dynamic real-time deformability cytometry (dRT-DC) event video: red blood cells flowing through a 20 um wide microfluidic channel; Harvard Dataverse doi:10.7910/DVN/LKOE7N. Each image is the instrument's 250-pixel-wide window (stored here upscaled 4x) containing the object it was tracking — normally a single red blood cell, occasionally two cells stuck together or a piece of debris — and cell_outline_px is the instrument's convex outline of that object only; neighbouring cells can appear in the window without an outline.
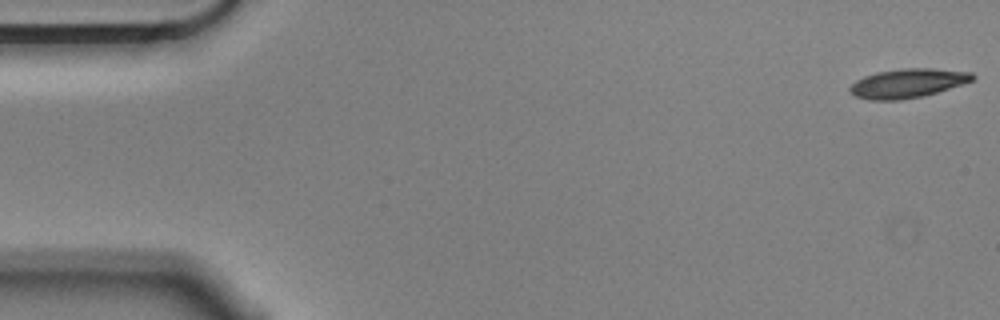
{"species": "Egyptian fruit bat (a non-hibernating species)", "species_latin": "Rousettus aegyptiacus", "temperature_condition": "cold", "stored_images_in_passage": 56, "camera_frame_rate_fps": 3000, "um_per_image_px": 0.085, "animal": {"sex": "male"}, "frame": {"image": 1, "passage_image": 1, "time_ms": 0.0, "image_size_px": [1000, 320], "cell_outline_px": [[976, 76], [972, 80], [924, 96], [900, 100], [868, 100], [856, 96], [848, 88], [856, 80], [864, 76], [876, 72], [900, 68], [932, 68], [972, 72]], "centroid_in_image_um": [77.13, 7.07], "position_along_channel_um": 7.9, "area_um2": 20.69}}
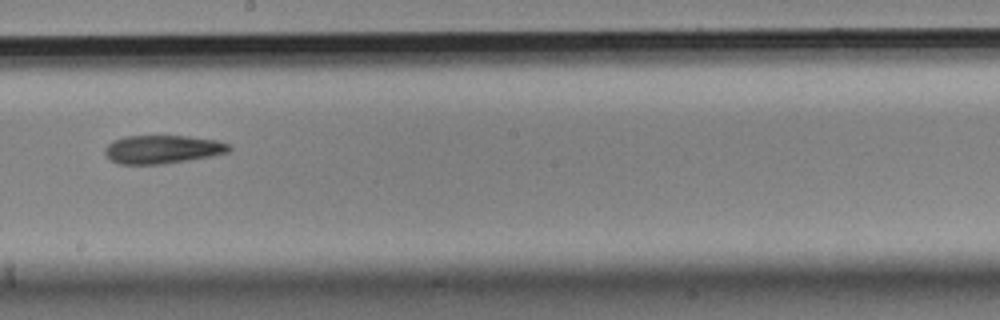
{"frame": {"image": 2, "passage_image": 31, "time_ms": 10.0, "image_size_px": [1000, 320], "cell_outline_px": [[232, 148], [228, 152], [212, 156], [164, 164], [116, 164], [108, 160], [104, 156], [104, 148], [112, 140], [124, 136], [188, 136], [216, 140], [232, 144]], "centroid_in_image_um": [13.77, 12.7], "position_along_channel_um": 234.4, "area_um2": 20.92}}
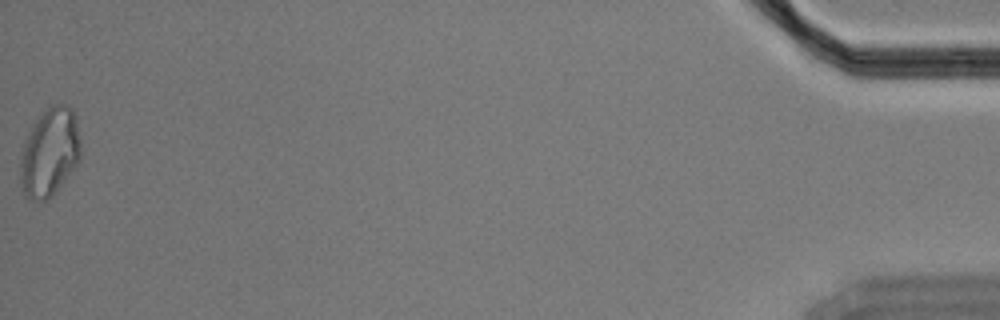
{"frame": {"image": 3, "passage_image": 56, "time_ms": 18.333, "image_size_px": [1000, 320], "cell_outline_px": [[80, 160], [52, 196], [48, 200], [32, 200], [24, 196], [20, 176], [20, 152], [24, 140], [36, 116], [52, 104], [64, 104], [72, 108], [76, 116], [80, 140]], "centroid_in_image_um": [4.2, 12.91], "position_along_channel_um": 431.0, "area_um2": 31.56}, "authors_computed_cell_mechanics": {"area_um2": 21.2126, "velocity_mm_per_s": 3.5583, "shape_relaxation_time_tau1_ms": 6.8084, "shape_relaxation_time_tau2_ms": null, "deformation_change_tau1": 0.1528, "deformation_change_tau2": null}}